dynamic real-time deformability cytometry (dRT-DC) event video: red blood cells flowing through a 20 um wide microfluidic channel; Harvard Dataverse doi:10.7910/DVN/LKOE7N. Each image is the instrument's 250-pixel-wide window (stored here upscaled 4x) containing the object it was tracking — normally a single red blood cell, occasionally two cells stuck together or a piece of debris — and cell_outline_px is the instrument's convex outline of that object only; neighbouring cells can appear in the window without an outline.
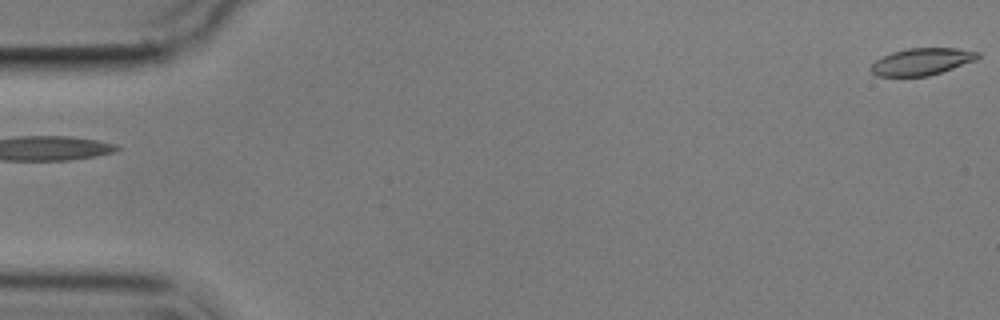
{"species": "common noctule bat (a hibernating species)", "species_latin": "Nyctalus noctula", "temperature_condition": "cold", "stored_images_in_passage": 5, "segment_of_instrument_passage": [2, 2], "camera_frame_rate_fps": 3000, "um_per_image_px": 0.085, "animal": {"sex": "male", "body_mass_g": 17.9}, "frame": {"image": 1, "passage_image": 5, "time_ms": 4.667, "image_size_px": [1000, 320], "cell_outline_px": [[980, 56], [976, 60], [928, 76], [876, 76], [868, 68], [876, 60], [892, 52], [908, 48], [956, 48], [980, 52]], "centroid_in_image_um": [78.34, 5.23], "position_along_channel_um": 6.7, "area_um2": 16.7}}